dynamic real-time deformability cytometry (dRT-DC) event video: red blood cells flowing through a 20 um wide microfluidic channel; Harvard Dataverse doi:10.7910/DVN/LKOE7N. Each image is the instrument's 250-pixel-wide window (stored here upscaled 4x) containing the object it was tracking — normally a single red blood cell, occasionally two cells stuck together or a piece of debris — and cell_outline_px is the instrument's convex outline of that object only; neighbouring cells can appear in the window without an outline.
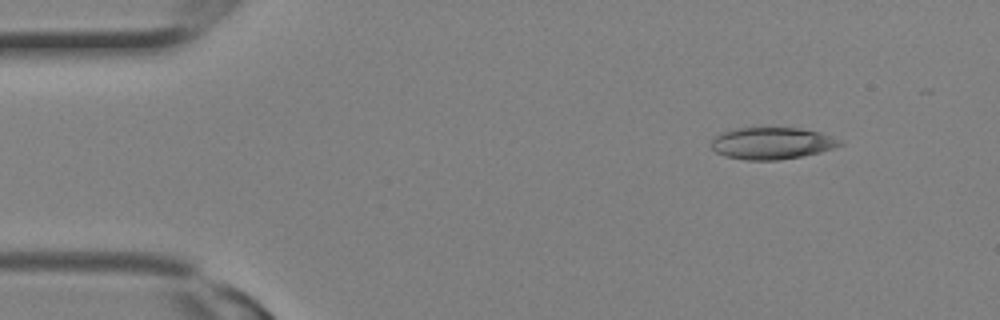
{"species": "Egyptian fruit bat (a non-hibernating species)", "species_latin": "Rousettus aegyptiacus", "temperature_condition": "room temperature", "stored_images_in_passage": 2, "camera_frame_rate_fps": 3000, "um_per_image_px": 0.085, "animal": {"sex": "female"}, "frame": {"image": 1, "passage_image": 1, "time_ms": 0.0, "image_size_px": [1000, 320], "cell_outline_px": [[844, 144], [820, 152], [800, 156], [776, 160], [744, 160], [724, 156], [716, 152], [712, 148], [712, 140], [720, 132], [732, 128], [800, 128], [820, 132], [840, 140]], "centroid_in_image_um": [65.57, 12.17], "position_along_channel_um": 19.4, "area_um2": 23.81}}